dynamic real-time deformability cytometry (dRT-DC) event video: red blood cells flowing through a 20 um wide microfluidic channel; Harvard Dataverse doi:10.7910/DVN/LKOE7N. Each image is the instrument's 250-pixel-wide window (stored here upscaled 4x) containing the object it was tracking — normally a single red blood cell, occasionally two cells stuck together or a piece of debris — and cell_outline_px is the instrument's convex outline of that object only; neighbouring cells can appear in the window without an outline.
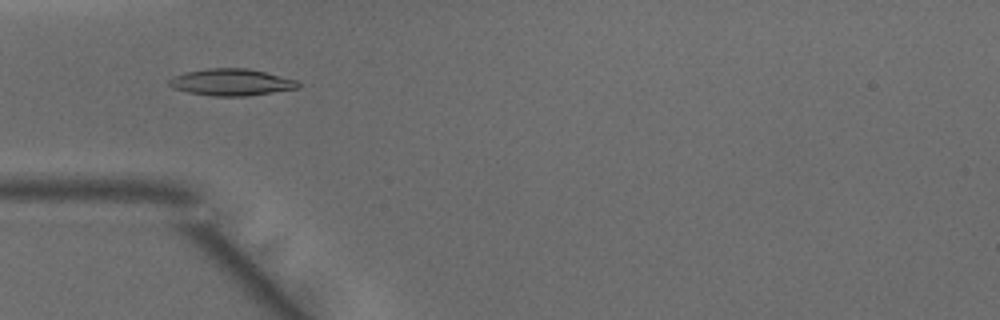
{"species": "common noctule bat (a hibernating species)", "species_latin": "Nyctalus noctula", "temperature_condition": "warm", "stored_images_in_passage": 44, "camera_frame_rate_fps": 3000, "um_per_image_px": 0.085, "animal": {"sex": "male", "body_mass_g": 15.6}, "frame": {"image": 1, "passage_image": 11, "time_ms": 3.333, "image_size_px": [1000, 320], "cell_outline_px": [[300, 88], [244, 96], [216, 96], [188, 92], [172, 88], [168, 84], [168, 80], [172, 76], [184, 72], [208, 68], [248, 68], [296, 80], [300, 84]], "centroid_in_image_um": [19.62, 6.98], "position_along_channel_um": 65.4, "area_um2": 20.06}}
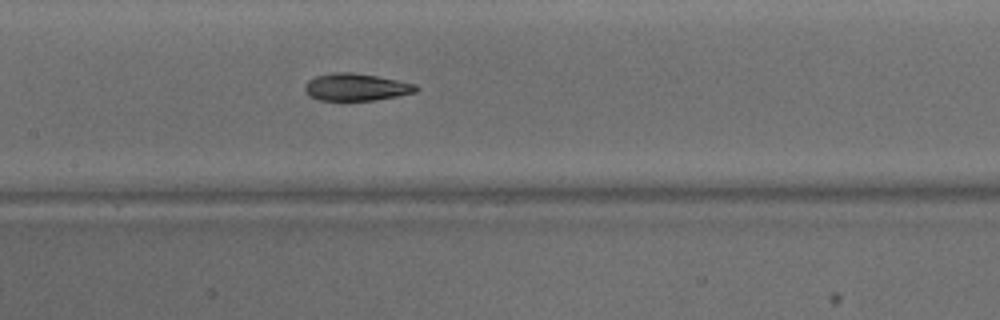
{"frame": {"image": 2, "passage_image": 19, "time_ms": 6.0, "image_size_px": [1000, 320], "cell_outline_px": [[420, 88], [416, 92], [376, 100], [316, 100], [308, 96], [304, 88], [304, 84], [308, 80], [316, 76], [332, 72], [352, 72], [376, 76], [416, 84]], "centroid_in_image_um": [30.23, 7.4], "position_along_channel_um": 177.2, "area_um2": 17.74}}
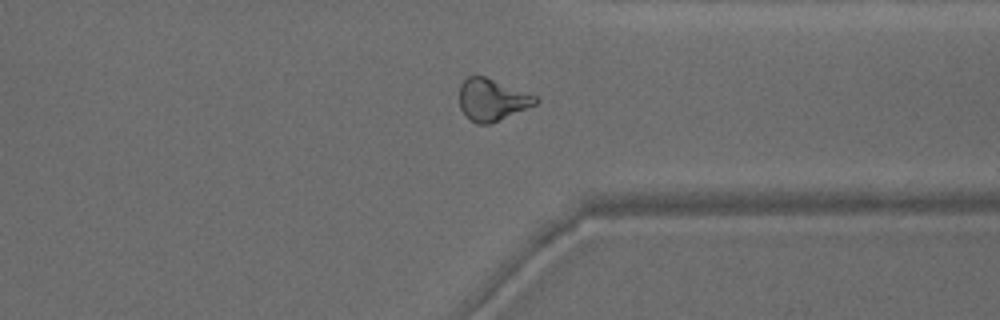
{"frame": {"image": 3, "passage_image": 33, "time_ms": 10.667, "image_size_px": [1000, 320], "cell_outline_px": [[540, 100], [536, 104], [488, 124], [476, 124], [468, 120], [460, 108], [460, 84], [468, 76], [484, 76], [536, 96]], "centroid_in_image_um": [41.78, 8.48], "position_along_channel_um": 369.6, "area_um2": 18.32}, "authors_computed_cell_mechanics": {"area_um2": 18.5538, "velocity_mm_per_s": 4.1653, "shape_relaxation_time_tau1_ms": 5.4288, "shape_relaxation_time_tau2_ms": 2.0085, "deformation_change_tau1": 0.179, "deformation_change_tau2": 0.0882}}